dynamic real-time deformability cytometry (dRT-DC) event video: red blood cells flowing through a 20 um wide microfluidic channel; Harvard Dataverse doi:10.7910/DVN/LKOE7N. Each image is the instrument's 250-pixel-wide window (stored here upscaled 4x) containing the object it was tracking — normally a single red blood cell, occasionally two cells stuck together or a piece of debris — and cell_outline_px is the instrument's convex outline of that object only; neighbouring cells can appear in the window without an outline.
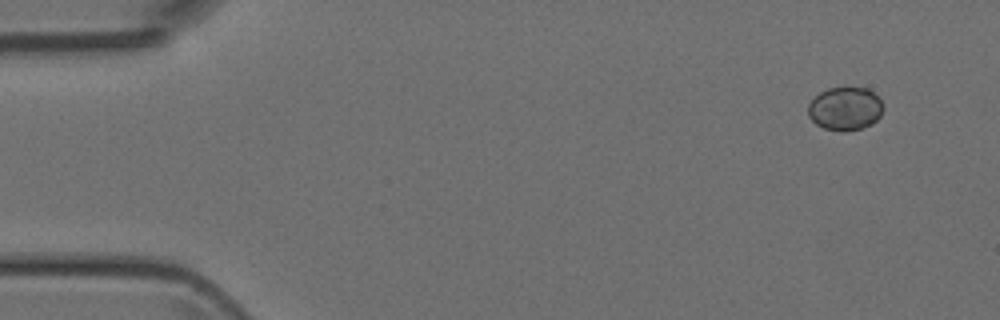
{"species": "Egyptian fruit bat (a non-hibernating species)", "species_latin": "Rousettus aegyptiacus", "temperature_condition": "room temperature", "stored_images_in_passage": 45, "camera_frame_rate_fps": 3000, "um_per_image_px": 0.085, "animal": {"sex": "female"}, "frame": {"image": 1, "passage_image": 1, "time_ms": 0.0, "image_size_px": [1000, 320], "cell_outline_px": [[884, 108], [880, 116], [872, 124], [860, 128], [844, 132], [824, 128], [816, 124], [808, 116], [808, 104], [820, 92], [828, 88], [868, 88], [884, 104]], "centroid_in_image_um": [71.84, 9.24], "position_along_channel_um": 13.2, "area_um2": 18.9}}
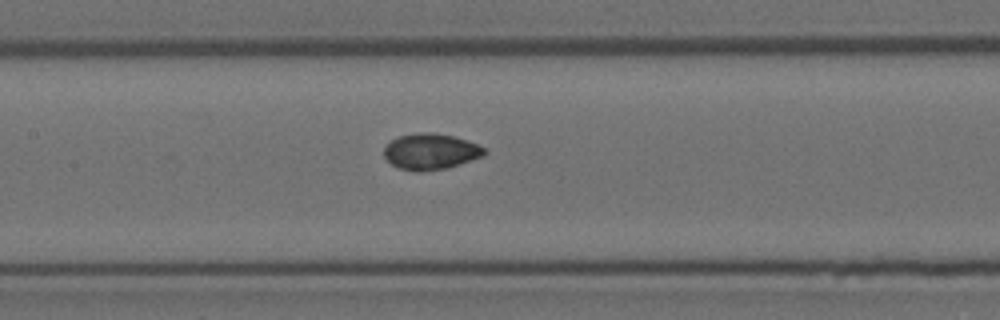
{"frame": {"image": 2, "passage_image": 20, "time_ms": 6.333, "image_size_px": [1000, 320], "cell_outline_px": [[488, 152], [484, 156], [460, 164], [444, 168], [420, 172], [416, 172], [400, 168], [392, 164], [384, 156], [384, 148], [392, 140], [400, 136], [420, 132], [432, 132], [452, 136], [476, 144], [484, 148]], "centroid_in_image_um": [36.61, 12.89], "position_along_channel_um": 170.8, "area_um2": 20.81}}
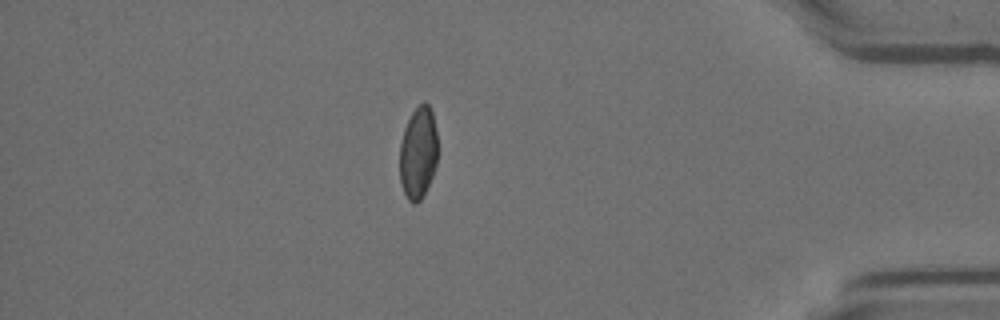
{"frame": {"image": 3, "passage_image": 39, "time_ms": 12.667, "image_size_px": [1000, 320], "cell_outline_px": [[436, 164], [432, 176], [420, 200], [416, 204], [412, 204], [408, 200], [400, 184], [400, 144], [404, 128], [412, 112], [424, 100], [428, 104], [432, 112], [436, 132]], "centroid_in_image_um": [35.52, 12.99], "position_along_channel_um": 399.7, "area_um2": 20.23}}